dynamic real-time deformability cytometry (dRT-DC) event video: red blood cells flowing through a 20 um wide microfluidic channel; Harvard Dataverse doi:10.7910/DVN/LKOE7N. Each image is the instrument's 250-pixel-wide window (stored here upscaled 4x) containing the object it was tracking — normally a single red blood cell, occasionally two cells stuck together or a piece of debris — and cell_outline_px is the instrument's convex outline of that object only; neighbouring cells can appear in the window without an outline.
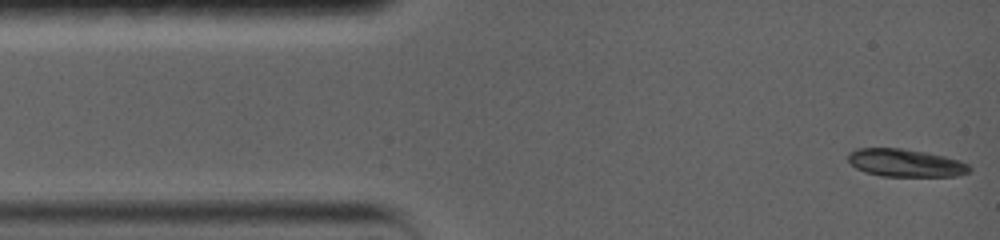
{"species": "common noctule bat (a hibernating species)", "species_latin": "Nyctalus noctula", "temperature_condition": "warm", "stored_images_in_passage": 24, "camera_frame_rate_fps": 5000, "um_per_image_px": 0.085, "animal": {"sex": "female", "body_mass_g": 19.0, "forearm_length_mm": 56.7}, "frame": {"image": 1, "passage_image": 1, "time_ms": 0.0, "image_size_px": [1000, 240], "cell_outline_px": [[972, 168], [968, 172], [956, 176], [880, 176], [864, 172], [856, 168], [848, 160], [848, 152], [856, 148], [900, 148], [924, 152], [944, 156], [960, 160], [968, 164]], "centroid_in_image_um": [76.94, 13.85], "position_along_channel_um": 8.1, "area_um2": 19.65}}
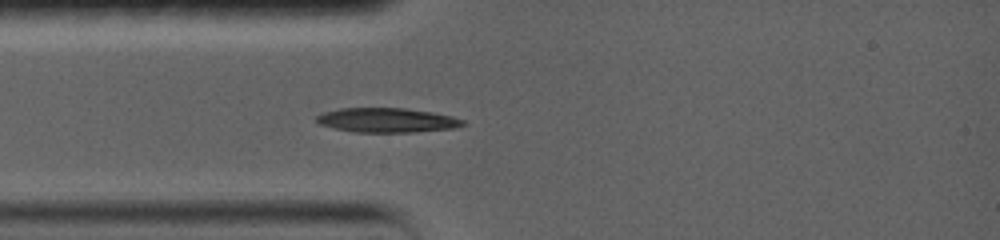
{"frame": {"image": 2, "passage_image": 17, "time_ms": 3.2, "image_size_px": [1000, 240], "cell_outline_px": [[464, 124], [452, 128], [416, 132], [352, 132], [332, 128], [320, 124], [316, 120], [316, 116], [324, 112], [340, 108], [404, 108], [432, 112], [452, 116], [464, 120]], "centroid_in_image_um": [32.85, 10.22], "position_along_channel_um": 52.1, "area_um2": 20.81}}
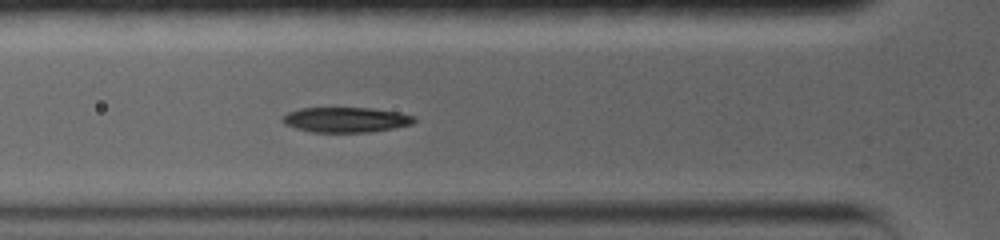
{"frame": {"image": 3, "passage_image": 23, "time_ms": 4.4, "image_size_px": [1000, 240], "cell_outline_px": [[416, 120], [412, 124], [392, 128], [368, 132], [312, 132], [296, 128], [284, 124], [280, 120], [288, 112], [300, 108], [372, 108], [400, 112], [416, 116]], "centroid_in_image_um": [29.41, 10.17], "position_along_channel_um": 96.4, "area_um2": 19.31}}